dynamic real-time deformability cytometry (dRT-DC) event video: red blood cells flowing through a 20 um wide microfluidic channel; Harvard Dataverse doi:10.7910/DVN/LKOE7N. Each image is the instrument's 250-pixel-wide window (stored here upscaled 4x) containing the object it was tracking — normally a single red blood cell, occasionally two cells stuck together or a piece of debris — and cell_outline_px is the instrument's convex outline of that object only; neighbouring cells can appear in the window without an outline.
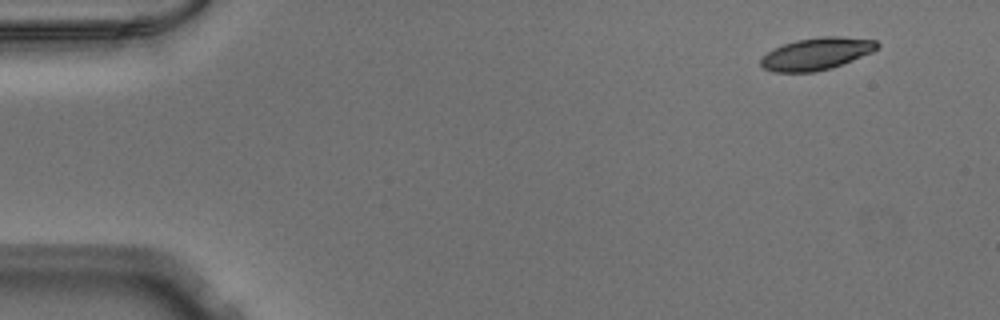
{"species": "Egyptian fruit bat (a non-hibernating species)", "species_latin": "Rousettus aegyptiacus", "temperature_condition": "warm", "stored_images_in_passage": 49, "camera_frame_rate_fps": 3000, "um_per_image_px": 0.085, "animal": {"sex": "male"}, "frame": {"image": 1, "passage_image": 1, "time_ms": 0.0, "image_size_px": [1000, 320], "cell_outline_px": [[880, 44], [872, 52], [832, 68], [812, 72], [776, 72], [764, 68], [760, 64], [760, 60], [768, 52], [784, 44], [796, 40], [820, 36], [840, 36], [876, 40]], "centroid_in_image_um": [69.42, 4.56], "position_along_channel_um": 15.6, "area_um2": 21.62}}
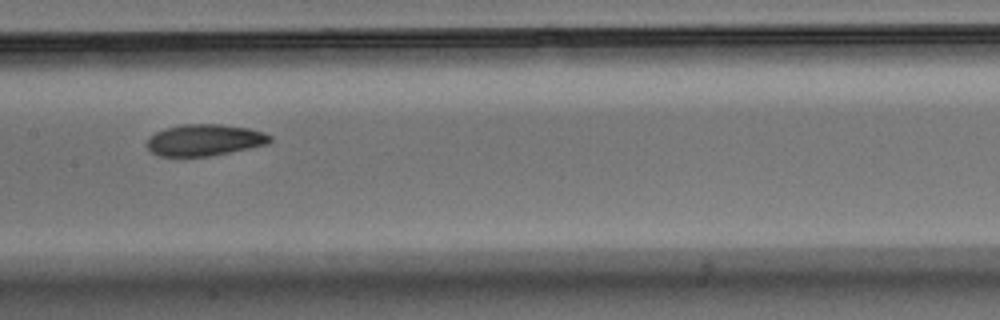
{"frame": {"image": 2, "passage_image": 23, "time_ms": 7.333, "image_size_px": [1000, 320], "cell_outline_px": [[272, 140], [268, 144], [208, 156], [160, 156], [152, 152], [148, 148], [148, 140], [156, 132], [180, 124], [220, 124], [248, 128], [264, 132], [272, 136]], "centroid_in_image_um": [17.42, 11.89], "position_along_channel_um": 190.0, "area_um2": 22.31}}
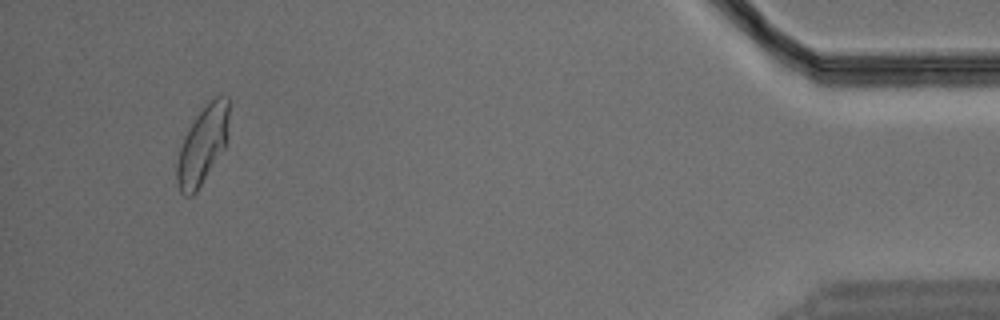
{"frame": {"image": 3, "passage_image": 46, "time_ms": 15.0, "image_size_px": [1000, 320], "cell_outline_px": [[228, 140], [224, 148], [196, 192], [192, 196], [184, 196], [180, 192], [176, 180], [176, 164], [180, 148], [184, 136], [196, 116], [208, 100], [216, 96], [228, 96]], "centroid_in_image_um": [17.21, 12.33], "position_along_channel_um": 418.0, "area_um2": 23.58}}